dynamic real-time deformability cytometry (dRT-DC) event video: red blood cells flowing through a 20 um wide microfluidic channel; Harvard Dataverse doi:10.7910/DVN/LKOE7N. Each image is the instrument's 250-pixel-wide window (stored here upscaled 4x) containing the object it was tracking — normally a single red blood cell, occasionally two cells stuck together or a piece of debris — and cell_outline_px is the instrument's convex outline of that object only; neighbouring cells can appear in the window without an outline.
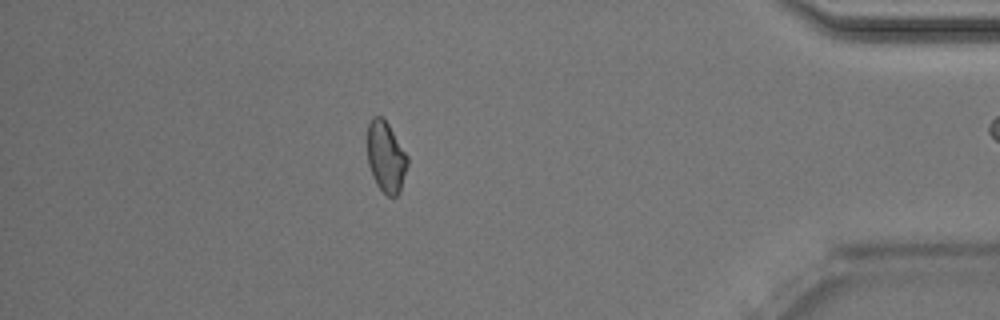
{"species": "Egyptian fruit bat (a non-hibernating species)", "species_latin": "Rousettus aegyptiacus", "temperature_condition": "room temperature", "stored_images_in_passage": 51, "camera_frame_rate_fps": 3000, "um_per_image_px": 0.085, "animal": {"sex": "male"}, "frame": {"image": 1, "passage_image": 44, "time_ms": 14.333, "image_size_px": [1000, 320], "cell_outline_px": [[408, 164], [400, 188], [396, 196], [388, 196], [376, 184], [372, 176], [368, 164], [368, 124], [372, 116], [380, 116], [388, 124], [408, 156]], "centroid_in_image_um": [32.79, 13.33], "position_along_channel_um": 402.4, "area_um2": 16.3}, "authors_computed_cell_mechanics": {"area_um2": 17.6868, "velocity_mm_per_s": 4.0303, "shape_relaxation_time_tau1_ms": null, "shape_relaxation_time_tau2_ms": 2.9422, "deformation_change_tau1": null, "deformation_change_tau2": 0.0633}}